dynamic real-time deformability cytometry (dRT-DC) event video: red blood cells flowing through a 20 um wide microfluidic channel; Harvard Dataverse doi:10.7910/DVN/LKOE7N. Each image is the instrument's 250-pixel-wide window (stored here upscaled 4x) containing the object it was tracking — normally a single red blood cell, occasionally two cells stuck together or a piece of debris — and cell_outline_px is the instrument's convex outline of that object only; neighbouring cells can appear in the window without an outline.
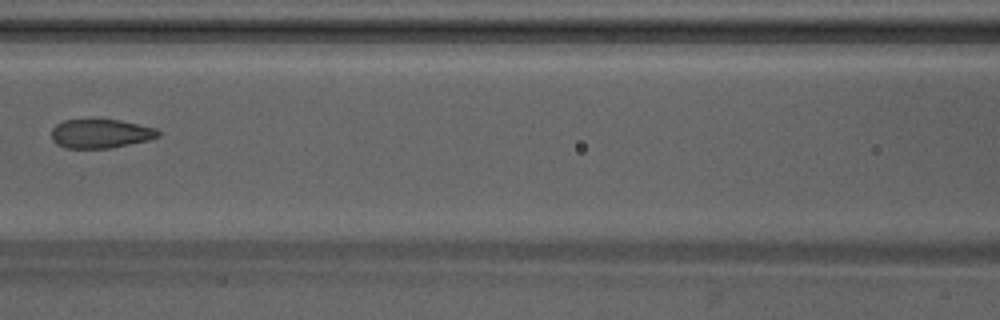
{"species": "Egyptian fruit bat (a non-hibernating species)", "species_latin": "Rousettus aegyptiacus", "temperature_condition": "warm", "stored_images_in_passage": 3, "camera_frame_rate_fps": 3000, "um_per_image_px": 0.085, "animal": {"sex": "male"}, "frame": {"image": 1, "passage_image": 3, "time_ms": 0.667, "image_size_px": [1000, 320], "cell_outline_px": [[160, 136], [148, 140], [108, 148], [64, 148], [56, 144], [52, 140], [52, 128], [56, 124], [64, 120], [120, 120], [156, 128], [160, 132]], "centroid_in_image_um": [8.53, 11.36], "position_along_channel_um": 158.1, "area_um2": 17.92}}